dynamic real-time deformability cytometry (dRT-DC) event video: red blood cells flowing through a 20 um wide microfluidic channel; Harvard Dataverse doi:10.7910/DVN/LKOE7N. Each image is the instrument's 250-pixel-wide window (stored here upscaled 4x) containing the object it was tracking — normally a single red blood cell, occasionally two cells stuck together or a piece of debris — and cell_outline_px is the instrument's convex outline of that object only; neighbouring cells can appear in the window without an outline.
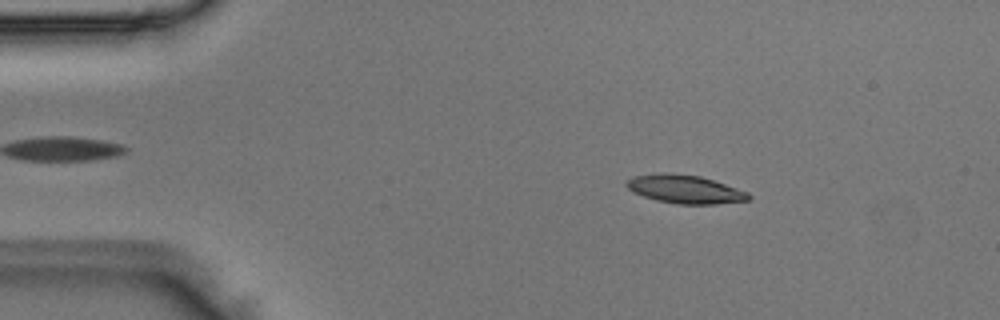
{"species": "Egyptian fruit bat (a non-hibernating species)", "species_latin": "Rousettus aegyptiacus", "temperature_condition": "room temperature", "stored_images_in_passage": 5, "camera_frame_rate_fps": 3000, "um_per_image_px": 0.085, "animal": {"sex": "male"}, "frame": {"image": 1, "passage_image": 2, "time_ms": 0.333, "image_size_px": [1000, 320], "cell_outline_px": [[752, 196], [748, 200], [716, 204], [676, 204], [656, 200], [632, 192], [624, 184], [632, 176], [660, 172], [664, 172], [700, 176], [748, 192]], "centroid_in_image_um": [58.18, 16.08], "position_along_channel_um": 26.8, "area_um2": 20.17}}
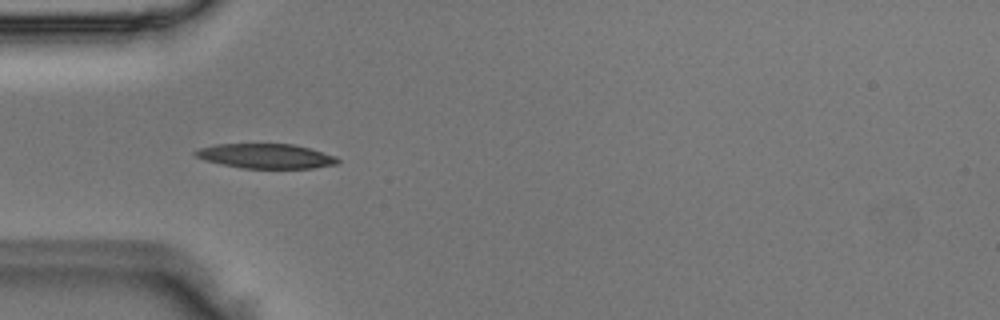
{"frame": {"image": 2, "passage_image": 4, "time_ms": 1.0, "image_size_px": [1000, 320], "cell_outline_px": [[340, 160], [336, 164], [312, 168], [240, 168], [220, 164], [204, 160], [196, 156], [192, 152], [200, 148], [216, 144], [292, 144], [308, 148], [336, 156]], "centroid_in_image_um": [22.57, 13.27], "position_along_channel_um": 62.4, "area_um2": 20.35}}
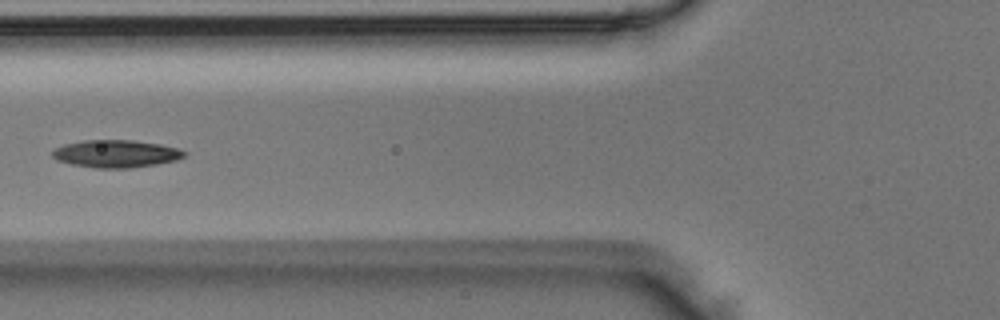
{"frame": {"image": 3, "passage_image": 5, "time_ms": 1.333, "image_size_px": [1000, 320], "cell_outline_px": [[188, 152], [184, 156], [176, 160], [156, 164], [128, 168], [96, 168], [72, 164], [56, 160], [52, 156], [52, 152], [56, 148], [64, 144], [84, 140], [132, 140], [160, 144], [176, 148]], "centroid_in_image_um": [9.85, 13.06], "position_along_channel_um": 116.0, "area_um2": 21.04}}